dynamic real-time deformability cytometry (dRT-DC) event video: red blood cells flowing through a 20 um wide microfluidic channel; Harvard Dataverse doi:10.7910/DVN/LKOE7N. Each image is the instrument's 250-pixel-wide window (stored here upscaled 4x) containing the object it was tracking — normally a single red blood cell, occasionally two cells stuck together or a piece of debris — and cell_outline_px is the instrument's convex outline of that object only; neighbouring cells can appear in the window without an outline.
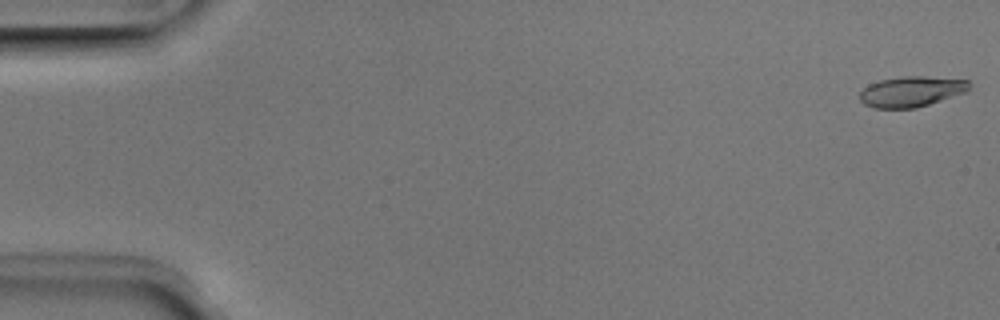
{"species": "Egyptian fruit bat (a non-hibernating species)", "species_latin": "Rousettus aegyptiacus", "temperature_condition": "room temperature", "stored_images_in_passage": 6, "camera_frame_rate_fps": 3000, "um_per_image_px": 0.085, "animal": {"sex": "male"}, "frame": {"image": 1, "passage_image": 1, "time_ms": 0.0, "image_size_px": [1000, 320], "cell_outline_px": [[972, 84], [968, 92], [916, 108], [872, 108], [864, 104], [860, 100], [860, 92], [868, 84], [880, 80], [900, 76], [924, 76], [968, 80]], "centroid_in_image_um": [77.49, 7.78], "position_along_channel_um": 7.5, "area_um2": 19.71}}
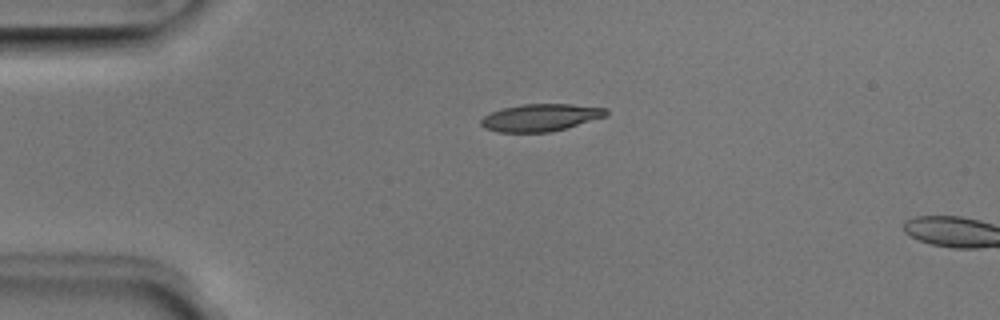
{"frame": {"image": 2, "passage_image": 4, "time_ms": 1.0, "image_size_px": [1000, 320], "cell_outline_px": [[608, 116], [564, 128], [548, 132], [496, 132], [484, 128], [480, 124], [480, 120], [484, 116], [492, 112], [504, 108], [520, 104], [572, 104], [608, 108]], "centroid_in_image_um": [45.95, 9.98], "position_along_channel_um": 39.0, "area_um2": 19.88}}